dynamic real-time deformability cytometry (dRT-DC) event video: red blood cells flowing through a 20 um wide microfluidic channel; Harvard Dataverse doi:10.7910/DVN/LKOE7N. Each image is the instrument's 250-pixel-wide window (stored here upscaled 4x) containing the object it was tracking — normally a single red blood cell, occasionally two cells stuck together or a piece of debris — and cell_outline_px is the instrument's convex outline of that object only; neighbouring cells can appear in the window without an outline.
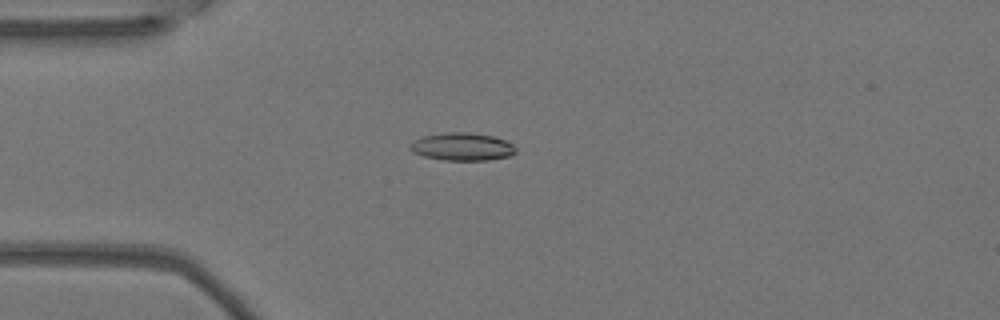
{"species": "Egyptian fruit bat (a non-hibernating species)", "species_latin": "Rousettus aegyptiacus", "temperature_condition": "warm", "stored_images_in_passage": 3, "camera_frame_rate_fps": 3000, "um_per_image_px": 0.085, "animal": {"sex": "female"}, "frame": {"image": 1, "passage_image": 3, "time_ms": 0.667, "image_size_px": [1000, 320], "cell_outline_px": [[516, 152], [508, 156], [488, 160], [444, 160], [424, 156], [412, 152], [408, 148], [412, 140], [424, 136], [444, 132], [468, 132], [492, 136], [504, 140], [512, 144], [516, 148]], "centroid_in_image_um": [39.24, 12.46], "position_along_channel_um": 45.8, "area_um2": 17.11}}